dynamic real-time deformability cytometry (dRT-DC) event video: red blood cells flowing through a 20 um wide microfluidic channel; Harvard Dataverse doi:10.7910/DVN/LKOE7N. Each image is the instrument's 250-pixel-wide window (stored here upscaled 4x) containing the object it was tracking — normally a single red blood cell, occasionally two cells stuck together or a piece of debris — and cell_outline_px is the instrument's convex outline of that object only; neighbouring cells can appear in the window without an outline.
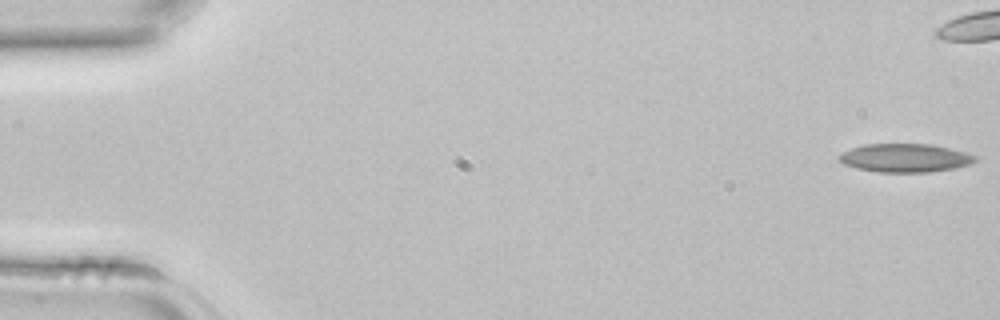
{"species": "common noctule bat (a hibernating species)", "species_latin": "Nyctalus noctula", "temperature_condition": "room temperature", "stored_images_in_passage": 35, "camera_frame_rate_fps": 3000, "um_per_image_px": 0.085, "animal": {"sex": "female", "body_mass_g": 22.7, "forearm_length_mm": 54.2}, "frame": {"image": 1, "passage_image": 1, "time_ms": 0.0, "image_size_px": [1000, 320], "cell_outline_px": [[980, 160], [972, 164], [956, 168], [928, 172], [880, 172], [856, 168], [844, 164], [836, 156], [840, 152], [864, 144], [932, 144], [964, 152], [976, 156]], "centroid_in_image_um": [76.94, 13.42], "position_along_channel_um": 8.1, "area_um2": 22.72}}
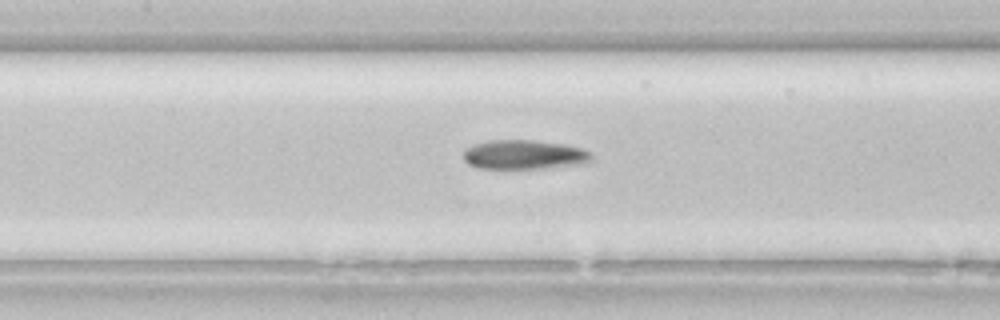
{"frame": {"image": 2, "passage_image": 20, "time_ms": 6.333, "image_size_px": [1000, 320], "cell_outline_px": [[592, 160], [588, 164], [544, 168], [480, 168], [468, 164], [464, 160], [464, 148], [488, 140], [532, 140], [564, 144], [580, 148], [592, 152]], "centroid_in_image_um": [44.6, 13.15], "position_along_channel_um": 162.8, "area_um2": 22.02}}